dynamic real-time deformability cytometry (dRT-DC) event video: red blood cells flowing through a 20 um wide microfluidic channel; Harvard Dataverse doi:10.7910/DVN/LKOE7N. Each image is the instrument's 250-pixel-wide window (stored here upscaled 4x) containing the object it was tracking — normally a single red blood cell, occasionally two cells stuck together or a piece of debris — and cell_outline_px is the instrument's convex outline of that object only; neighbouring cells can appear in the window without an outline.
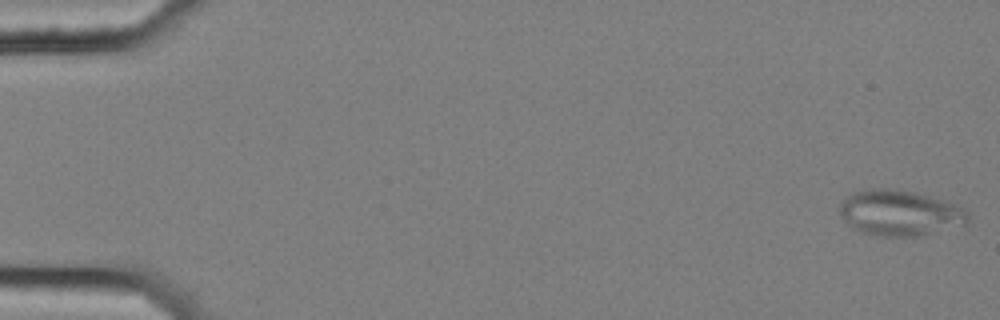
{"species": "common noctule bat (a hibernating species)", "species_latin": "Nyctalus noctula", "temperature_condition": "cold", "stored_images_in_passage": 56, "camera_frame_rate_fps": 3000, "um_per_image_px": 0.085, "animal": {"sex": "female", "body_mass_g": 25.1}, "frame": {"image": 1, "passage_image": 1, "time_ms": 0.0, "image_size_px": [1000, 320], "cell_outline_px": [[968, 220], [964, 224], [916, 236], [880, 236], [860, 232], [848, 224], [840, 216], [840, 204], [852, 192], [864, 188], [896, 188], [916, 192], [964, 208], [968, 212]], "centroid_in_image_um": [76.42, 18.08], "position_along_channel_um": 8.6, "area_um2": 33.87}}
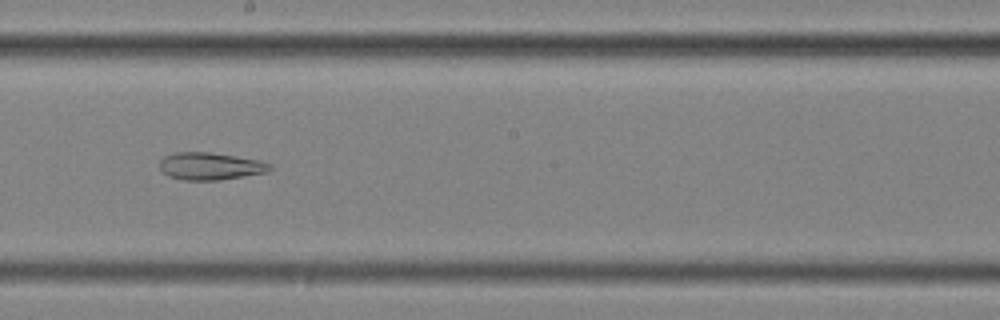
{"frame": {"image": 2, "passage_image": 32, "time_ms": 10.333, "image_size_px": [1000, 320], "cell_outline_px": [[272, 168], [268, 172], [220, 180], [180, 180], [168, 176], [160, 168], [160, 160], [164, 156], [172, 152], [212, 152], [260, 160], [272, 164]], "centroid_in_image_um": [17.88, 14.12], "position_along_channel_um": 230.3, "area_um2": 17.8}}
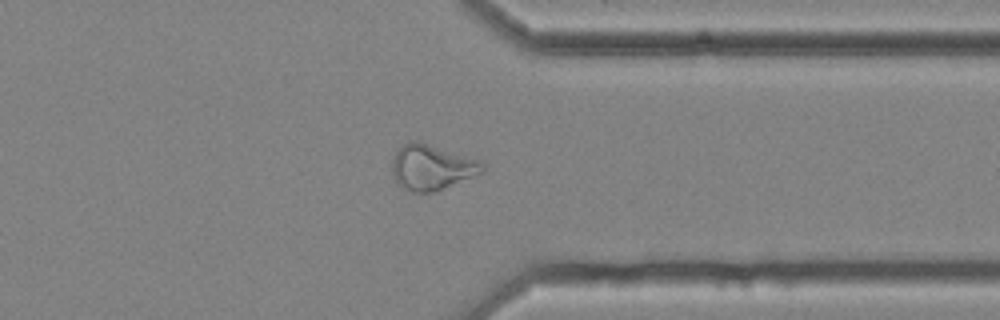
{"frame": {"image": 3, "passage_image": 44, "time_ms": 14.333, "image_size_px": [1000, 320], "cell_outline_px": [[484, 172], [432, 192], [412, 192], [396, 184], [392, 176], [392, 160], [396, 152], [408, 140], [416, 140], [484, 160]], "centroid_in_image_um": [36.7, 14.2], "position_along_channel_um": 374.7, "area_um2": 24.1}, "authors_computed_cell_mechanics": {"area_um2": 25.2297, "velocity_mm_per_s": 3.6374, "shape_relaxation_time_tau1_ms": null, "shape_relaxation_time_tau2_ms": 3.5703, "deformation_change_tau1": null, "deformation_change_tau2": 0.1212}}